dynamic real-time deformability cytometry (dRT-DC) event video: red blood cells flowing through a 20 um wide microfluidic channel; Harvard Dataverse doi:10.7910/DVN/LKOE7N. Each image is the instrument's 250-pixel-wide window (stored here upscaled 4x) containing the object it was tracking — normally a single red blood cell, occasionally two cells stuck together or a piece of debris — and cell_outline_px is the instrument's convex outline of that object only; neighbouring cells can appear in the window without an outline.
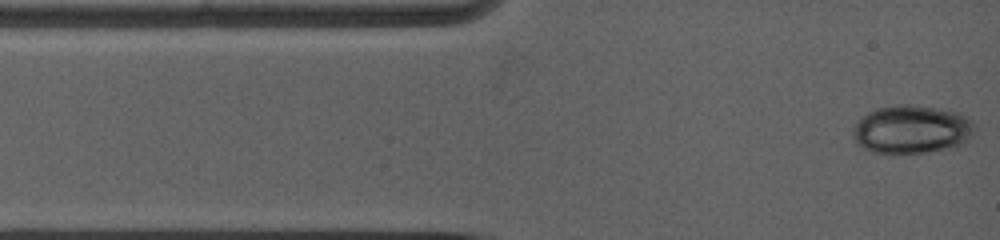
{"species": "common noctule bat (a hibernating species)", "species_latin": "Nyctalus noctula", "temperature_condition": "warm", "stored_images_in_passage": 10, "camera_frame_rate_fps": 5000, "um_per_image_px": 0.085, "animal": {"sex": "female", "body_mass_g": 19.0, "forearm_length_mm": 53.3}, "frame": {"image": 1, "passage_image": 1, "time_ms": 0.0, "image_size_px": [1000, 240], "cell_outline_px": [[968, 128], [960, 140], [952, 144], [940, 148], [920, 152], [876, 152], [868, 148], [856, 136], [856, 124], [864, 116], [880, 108], [932, 108], [948, 112], [960, 116], [968, 124]], "centroid_in_image_um": [77.33, 11.02], "position_along_channel_um": 7.7, "area_um2": 29.59}}
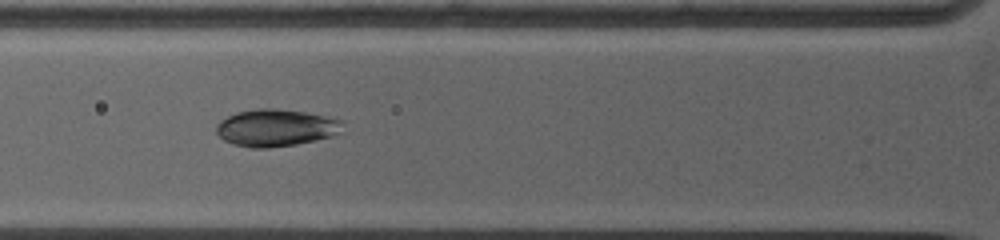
{"frame": {"image": 2, "passage_image": 7, "time_ms": 3.6, "image_size_px": [1000, 240], "cell_outline_px": [[340, 120], [336, 132], [328, 136], [296, 144], [268, 148], [252, 148], [232, 144], [224, 140], [216, 132], [216, 128], [228, 116], [240, 112], [260, 108], [272, 108], [304, 112]], "centroid_in_image_um": [23.35, 10.87], "position_along_channel_um": 102.5, "area_um2": 26.24}}
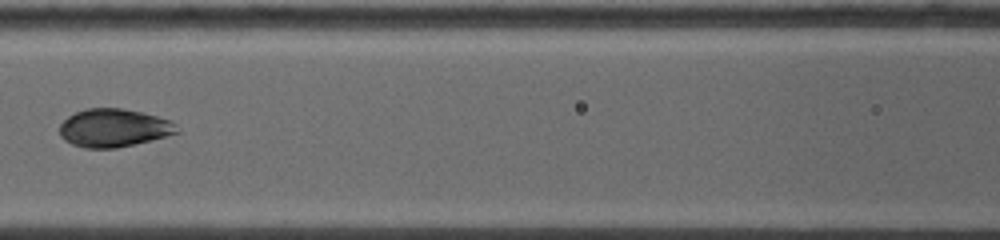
{"frame": {"image": 3, "passage_image": 9, "time_ms": 5.0, "image_size_px": [1000, 240], "cell_outline_px": [[176, 132], [164, 136], [116, 148], [84, 148], [72, 144], [60, 132], [60, 124], [68, 116], [76, 112], [88, 108], [120, 108], [140, 112], [156, 116], [168, 120]], "centroid_in_image_um": [9.58, 10.86], "position_along_channel_um": 157.0, "area_um2": 25.09}}